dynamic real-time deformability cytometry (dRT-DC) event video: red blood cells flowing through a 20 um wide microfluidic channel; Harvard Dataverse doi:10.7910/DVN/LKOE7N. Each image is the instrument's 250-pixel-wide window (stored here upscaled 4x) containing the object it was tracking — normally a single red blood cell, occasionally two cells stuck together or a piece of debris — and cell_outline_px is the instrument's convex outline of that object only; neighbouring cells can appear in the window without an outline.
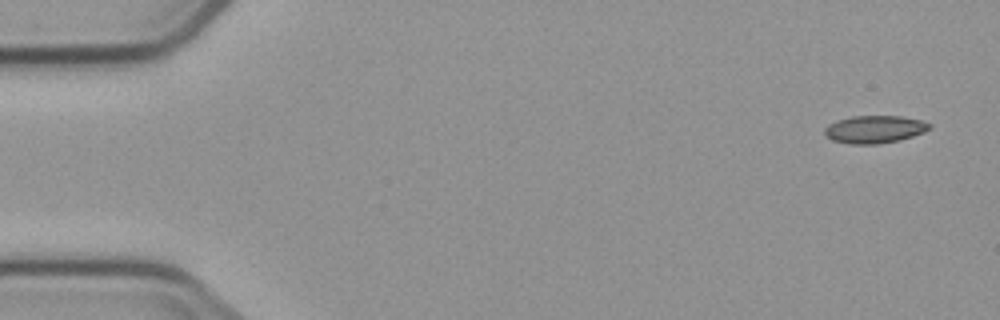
{"species": "common noctule bat (a hibernating species)", "species_latin": "Nyctalus noctula", "temperature_condition": "cold", "stored_images_in_passage": 3, "camera_frame_rate_fps": 3000, "um_per_image_px": 0.085, "animal": {"sex": "male", "body_mass_g": 23.1, "forearm_length_mm": 52.7}, "frame": {"image": 1, "passage_image": 1, "time_ms": 0.0, "image_size_px": [1000, 320], "cell_outline_px": [[932, 128], [924, 132], [900, 140], [876, 144], [852, 144], [832, 140], [824, 136], [824, 128], [828, 124], [852, 116], [900, 116], [920, 120], [932, 124]], "centroid_in_image_um": [74.34, 10.99], "position_along_channel_um": 10.7, "area_um2": 16.88}}